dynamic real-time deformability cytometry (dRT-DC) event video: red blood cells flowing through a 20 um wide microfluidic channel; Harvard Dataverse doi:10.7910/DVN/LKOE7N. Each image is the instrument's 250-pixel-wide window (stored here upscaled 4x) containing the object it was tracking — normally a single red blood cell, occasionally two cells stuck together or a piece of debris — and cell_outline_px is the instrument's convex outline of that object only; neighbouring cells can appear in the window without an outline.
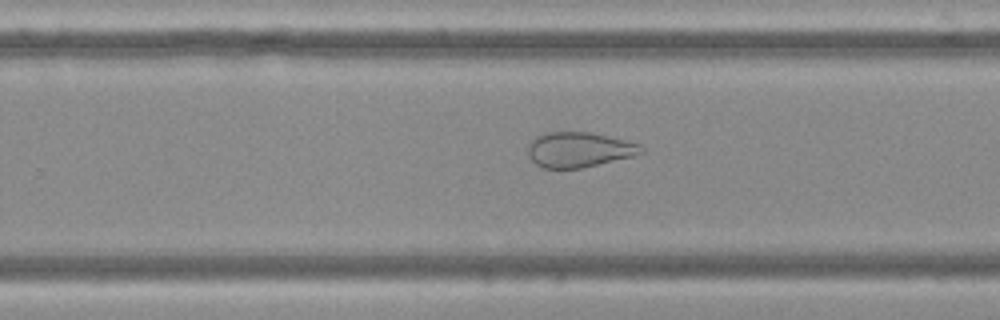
{"species": "Egyptian fruit bat (a non-hibernating species)", "species_latin": "Rousettus aegyptiacus", "temperature_condition": "cold", "stored_images_in_passage": 48, "camera_frame_rate_fps": 3000, "um_per_image_px": 0.085, "frame": {"image": 1, "passage_image": 30, "time_ms": 9.667, "image_size_px": [1000, 320], "cell_outline_px": [[644, 152], [632, 156], [580, 168], [544, 168], [536, 164], [528, 156], [528, 144], [536, 136], [544, 132], [588, 132], [624, 140], [640, 144], [644, 148]], "centroid_in_image_um": [49.18, 12.71], "position_along_channel_um": 280.6, "area_um2": 22.95}}
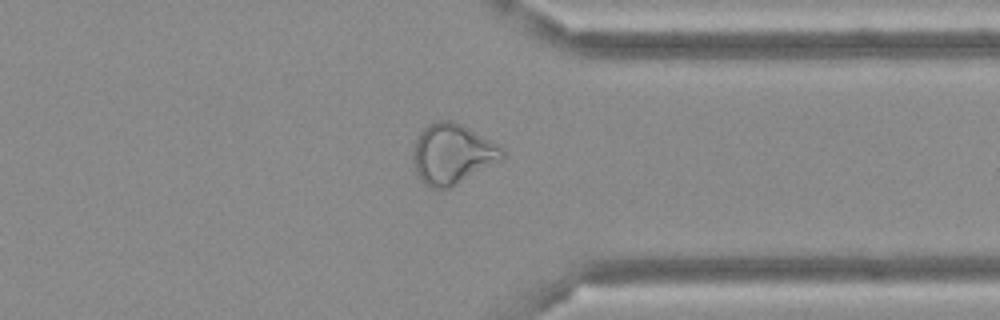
{"frame": {"image": 2, "passage_image": 37, "time_ms": 12.0, "image_size_px": [1000, 320], "cell_outline_px": [[504, 160], [448, 188], [432, 188], [424, 184], [420, 180], [416, 172], [412, 160], [412, 152], [416, 140], [420, 132], [428, 124], [436, 120], [452, 120], [468, 128], [504, 148]], "centroid_in_image_um": [38.44, 13.09], "position_along_channel_um": 373.0, "area_um2": 31.33}}
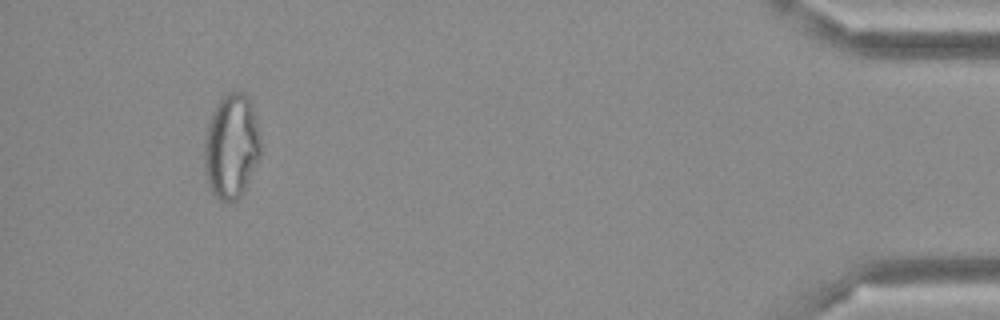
{"frame": {"image": 3, "passage_image": 45, "time_ms": 14.667, "image_size_px": [1000, 320], "cell_outline_px": [[260, 156], [240, 196], [236, 200], [228, 204], [220, 200], [212, 192], [208, 184], [204, 168], [204, 140], [208, 124], [212, 112], [220, 100], [228, 92], [244, 92], [252, 100], [260, 136]], "centroid_in_image_um": [19.66, 12.42], "position_along_channel_um": 415.5, "area_um2": 34.45}}